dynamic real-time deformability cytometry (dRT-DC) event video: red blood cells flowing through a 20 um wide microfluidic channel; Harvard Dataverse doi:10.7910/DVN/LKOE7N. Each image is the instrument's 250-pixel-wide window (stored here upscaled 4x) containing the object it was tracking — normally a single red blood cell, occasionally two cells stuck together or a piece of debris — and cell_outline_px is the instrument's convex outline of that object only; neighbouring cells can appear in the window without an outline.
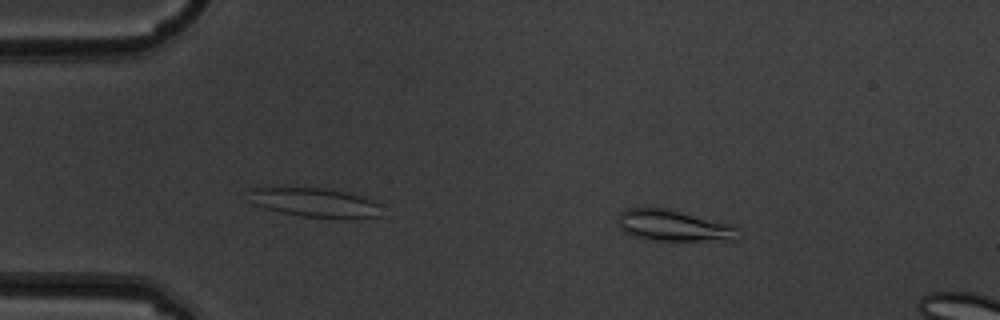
{"species": "common noctule bat (a hibernating species)", "species_latin": "Nyctalus noctula", "temperature_condition": "warm", "stored_images_in_passage": 2, "camera_frame_rate_fps": 3000, "um_per_image_px": 0.085, "animal": {"sex": "male", "body_mass_g": 19.5, "forearm_length_mm": 54.6}, "frame": {"image": 1, "passage_image": 1, "time_ms": 0.0, "image_size_px": [1000, 320], "cell_outline_px": [[740, 240], [656, 240], [636, 236], [624, 232], [620, 228], [616, 220], [620, 212], [628, 208], [668, 208], [736, 224], [740, 228]], "centroid_in_image_um": [57.36, 19.16], "position_along_channel_um": 27.6, "area_um2": 22.31}}